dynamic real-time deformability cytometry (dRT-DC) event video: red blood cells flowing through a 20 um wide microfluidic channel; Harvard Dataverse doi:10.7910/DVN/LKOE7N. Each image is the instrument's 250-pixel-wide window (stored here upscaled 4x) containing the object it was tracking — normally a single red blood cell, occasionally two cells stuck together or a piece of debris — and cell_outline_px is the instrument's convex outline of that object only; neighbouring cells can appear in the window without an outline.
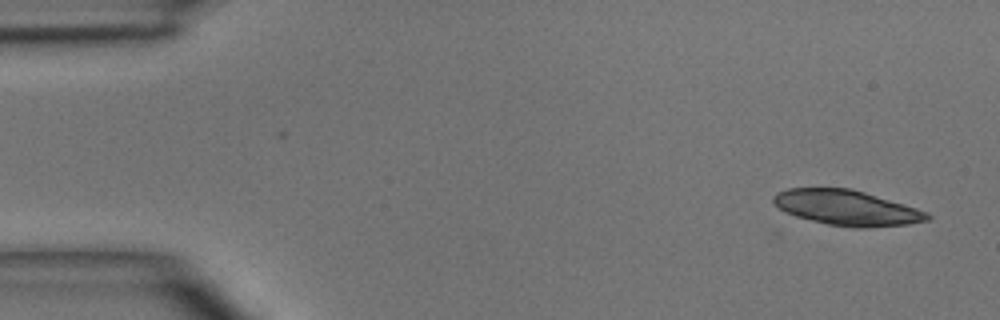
{"species": "common noctule bat (a hibernating species)", "species_latin": "Nyctalus noctula", "temperature_condition": "room temperature", "stored_images_in_passage": 5, "camera_frame_rate_fps": 3000, "um_per_image_px": 0.085, "animal": {"sex": "male", "body_mass_g": 15.6}, "frame": {"image": 1, "passage_image": 1, "time_ms": 0.0, "image_size_px": [1000, 320], "cell_outline_px": [[932, 216], [928, 220], [908, 224], [864, 228], [856, 228], [828, 224], [796, 216], [780, 208], [772, 200], [772, 196], [776, 192], [788, 188], [848, 188], [864, 192], [904, 204], [928, 212]], "centroid_in_image_um": [71.99, 17.66], "position_along_channel_um": 13.0, "area_um2": 31.27}}